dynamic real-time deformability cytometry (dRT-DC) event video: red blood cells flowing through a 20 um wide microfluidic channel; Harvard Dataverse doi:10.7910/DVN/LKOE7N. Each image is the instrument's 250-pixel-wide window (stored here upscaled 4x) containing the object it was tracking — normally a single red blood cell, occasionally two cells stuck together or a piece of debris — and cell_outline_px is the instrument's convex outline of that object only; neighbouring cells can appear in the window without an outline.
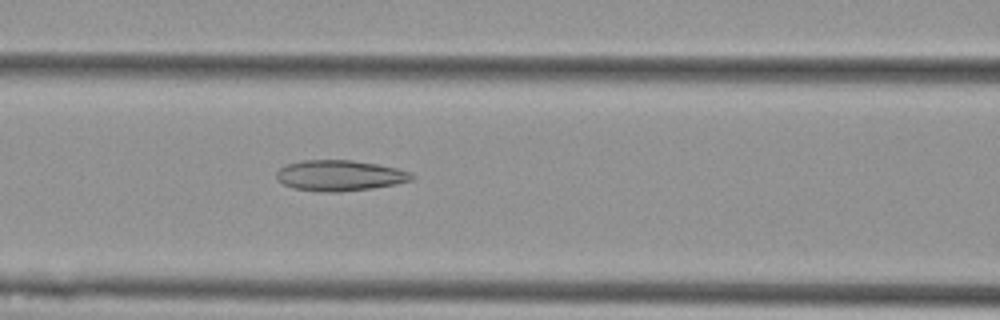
{"species": "Egyptian fruit bat (a non-hibernating species)", "species_latin": "Rousettus aegyptiacus", "temperature_condition": "cold", "stored_images_in_passage": 33, "camera_frame_rate_fps": 3000, "um_per_image_px": 0.085, "animal": {"sex": "female"}, "frame": {"image": 1, "passage_image": 7, "time_ms": 2.0, "image_size_px": [1000, 320], "cell_outline_px": [[416, 176], [412, 180], [396, 184], [372, 188], [336, 192], [320, 192], [292, 188], [284, 184], [276, 176], [276, 172], [280, 168], [288, 164], [300, 160], [352, 160], [376, 164], [396, 168], [412, 172]], "centroid_in_image_um": [28.89, 14.92], "position_along_channel_um": 137.7, "area_um2": 24.22}}
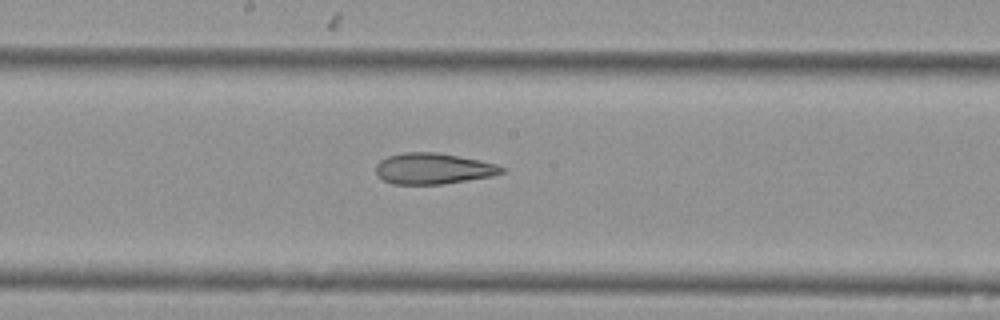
{"frame": {"image": 2, "passage_image": 13, "time_ms": 4.0, "image_size_px": [1000, 320], "cell_outline_px": [[508, 168], [504, 172], [492, 176], [444, 184], [392, 184], [384, 180], [376, 172], [376, 164], [380, 160], [388, 156], [404, 152], [440, 152], [480, 160], [496, 164]], "centroid_in_image_um": [36.86, 14.32], "position_along_channel_um": 211.3, "area_um2": 22.89}}
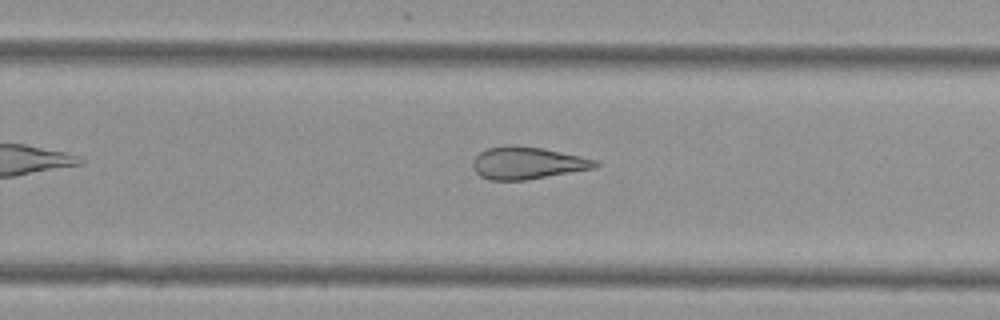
{"frame": {"image": 3, "passage_image": 19, "time_ms": 6.0, "image_size_px": [1000, 320], "cell_outline_px": [[600, 164], [596, 168], [524, 180], [492, 180], [480, 176], [476, 172], [472, 164], [476, 156], [480, 152], [488, 148], [512, 144], [540, 148], [580, 156], [596, 160]], "centroid_in_image_um": [44.82, 13.85], "position_along_channel_um": 285.0, "area_um2": 22.77}, "authors_computed_cell_mechanics": {"area_um2": 23.5824, "velocity_mm_per_s": 3.702, "shape_relaxation_time_tau1_ms": null, "shape_relaxation_time_tau2_ms": 4.5186, "deformation_change_tau1": null, "deformation_change_tau2": 0.1513}}